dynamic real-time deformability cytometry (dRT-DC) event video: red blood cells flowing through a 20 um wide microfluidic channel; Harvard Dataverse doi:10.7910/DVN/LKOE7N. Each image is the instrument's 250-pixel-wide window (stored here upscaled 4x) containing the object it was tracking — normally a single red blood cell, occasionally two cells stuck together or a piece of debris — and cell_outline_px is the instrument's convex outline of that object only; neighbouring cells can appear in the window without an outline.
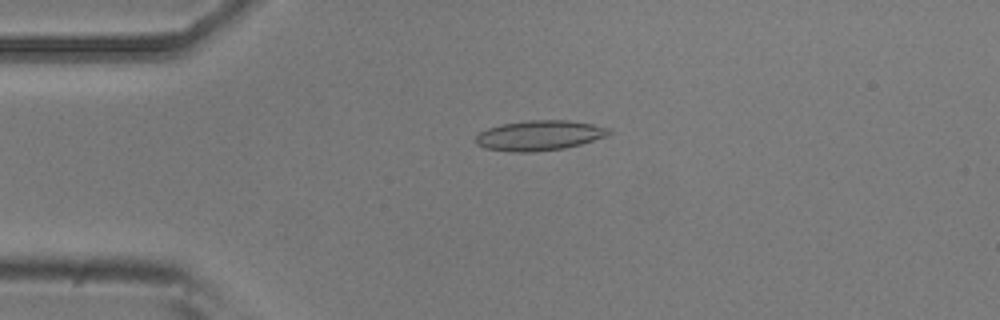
{"species": "common noctule bat (a hibernating species)", "species_latin": "Nyctalus noctula", "temperature_condition": "room temperature", "stored_images_in_passage": 5, "camera_frame_rate_fps": 3000, "um_per_image_px": 0.085, "animal": {"sex": "male", "body_mass_g": 20.5, "forearm_length_mm": 52.5}, "frame": {"image": 1, "passage_image": 4, "time_ms": 1.0, "image_size_px": [1000, 320], "cell_outline_px": [[612, 132], [608, 136], [580, 144], [564, 148], [532, 152], [512, 152], [484, 148], [476, 144], [476, 136], [480, 132], [488, 128], [504, 124], [528, 120], [568, 120], [592, 124], [612, 128]], "centroid_in_image_um": [45.88, 11.51], "position_along_channel_um": 39.1, "area_um2": 23.35}}